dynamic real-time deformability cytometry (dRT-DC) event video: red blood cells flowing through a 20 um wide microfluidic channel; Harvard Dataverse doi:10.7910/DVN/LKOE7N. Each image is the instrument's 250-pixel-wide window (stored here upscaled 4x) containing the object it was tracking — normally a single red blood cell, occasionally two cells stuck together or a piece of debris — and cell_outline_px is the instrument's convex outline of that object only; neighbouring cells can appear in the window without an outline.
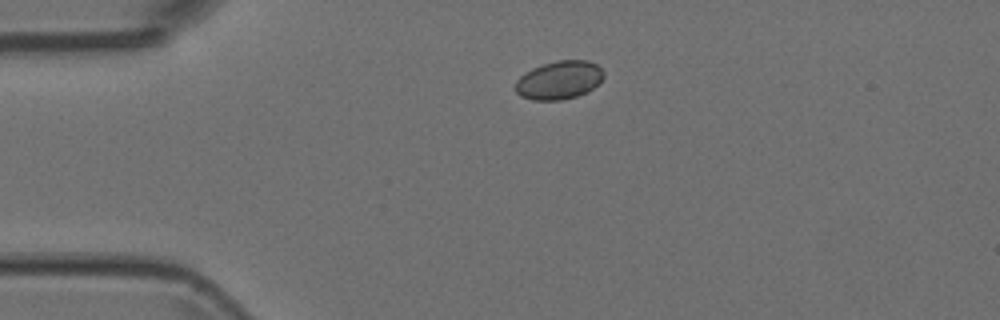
{"species": "Egyptian fruit bat (a non-hibernating species)", "species_latin": "Rousettus aegyptiacus", "temperature_condition": "room temperature", "stored_images_in_passage": 2, "camera_frame_rate_fps": 3000, "um_per_image_px": 0.085, "animal": {"sex": "female"}, "frame": {"image": 1, "passage_image": 1, "time_ms": 0.0, "image_size_px": [1000, 320], "cell_outline_px": [[604, 76], [592, 88], [576, 96], [560, 100], [532, 100], [520, 96], [516, 92], [516, 80], [524, 72], [532, 68], [556, 60], [588, 60], [596, 64], [604, 72]], "centroid_in_image_um": [47.49, 6.8], "position_along_channel_um": 37.5, "area_um2": 19.59}}